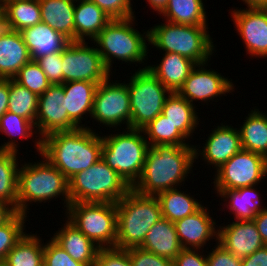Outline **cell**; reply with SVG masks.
Returning <instances> with one entry per match:
<instances>
[{"label": "cell", "instance_id": "cell-45", "mask_svg": "<svg viewBox=\"0 0 267 266\" xmlns=\"http://www.w3.org/2000/svg\"><path fill=\"white\" fill-rule=\"evenodd\" d=\"M94 266H132L126 250L117 248L100 249Z\"/></svg>", "mask_w": 267, "mask_h": 266}, {"label": "cell", "instance_id": "cell-3", "mask_svg": "<svg viewBox=\"0 0 267 266\" xmlns=\"http://www.w3.org/2000/svg\"><path fill=\"white\" fill-rule=\"evenodd\" d=\"M135 19V16L127 19H112L92 40V43L97 46L105 67L111 73L116 59L119 62L122 61V64L128 63V66L142 64L138 70L148 67L149 30L142 33L137 30L135 28L137 25H134Z\"/></svg>", "mask_w": 267, "mask_h": 266}, {"label": "cell", "instance_id": "cell-9", "mask_svg": "<svg viewBox=\"0 0 267 266\" xmlns=\"http://www.w3.org/2000/svg\"><path fill=\"white\" fill-rule=\"evenodd\" d=\"M66 218L101 249L115 248L117 236L116 203H70Z\"/></svg>", "mask_w": 267, "mask_h": 266}, {"label": "cell", "instance_id": "cell-8", "mask_svg": "<svg viewBox=\"0 0 267 266\" xmlns=\"http://www.w3.org/2000/svg\"><path fill=\"white\" fill-rule=\"evenodd\" d=\"M68 181L70 203H116L132 189L102 158Z\"/></svg>", "mask_w": 267, "mask_h": 266}, {"label": "cell", "instance_id": "cell-15", "mask_svg": "<svg viewBox=\"0 0 267 266\" xmlns=\"http://www.w3.org/2000/svg\"><path fill=\"white\" fill-rule=\"evenodd\" d=\"M79 128L69 117L63 84H52L39 95L35 129L40 139L59 131Z\"/></svg>", "mask_w": 267, "mask_h": 266}, {"label": "cell", "instance_id": "cell-20", "mask_svg": "<svg viewBox=\"0 0 267 266\" xmlns=\"http://www.w3.org/2000/svg\"><path fill=\"white\" fill-rule=\"evenodd\" d=\"M63 227L58 228L52 238L59 244L74 260L85 265L94 266L99 250L84 233L73 225L66 217Z\"/></svg>", "mask_w": 267, "mask_h": 266}, {"label": "cell", "instance_id": "cell-14", "mask_svg": "<svg viewBox=\"0 0 267 266\" xmlns=\"http://www.w3.org/2000/svg\"><path fill=\"white\" fill-rule=\"evenodd\" d=\"M208 63L197 64L177 92L192 105L199 100L201 104L204 102L203 105L205 103L208 105L210 101L218 102L215 98L219 97L221 100V96H227L226 94H230L234 92V89H237L234 88L236 85L232 82V79L221 75L215 69H208Z\"/></svg>", "mask_w": 267, "mask_h": 266}, {"label": "cell", "instance_id": "cell-26", "mask_svg": "<svg viewBox=\"0 0 267 266\" xmlns=\"http://www.w3.org/2000/svg\"><path fill=\"white\" fill-rule=\"evenodd\" d=\"M140 248L173 261L182 250L174 222L161 218L149 229Z\"/></svg>", "mask_w": 267, "mask_h": 266}, {"label": "cell", "instance_id": "cell-49", "mask_svg": "<svg viewBox=\"0 0 267 266\" xmlns=\"http://www.w3.org/2000/svg\"><path fill=\"white\" fill-rule=\"evenodd\" d=\"M253 221L257 226V230L264 244L267 245V207H264L262 211L255 216Z\"/></svg>", "mask_w": 267, "mask_h": 266}, {"label": "cell", "instance_id": "cell-5", "mask_svg": "<svg viewBox=\"0 0 267 266\" xmlns=\"http://www.w3.org/2000/svg\"><path fill=\"white\" fill-rule=\"evenodd\" d=\"M156 24L149 30V45L165 53H176L196 64L210 62L217 51L208 26H190L169 21Z\"/></svg>", "mask_w": 267, "mask_h": 266}, {"label": "cell", "instance_id": "cell-31", "mask_svg": "<svg viewBox=\"0 0 267 266\" xmlns=\"http://www.w3.org/2000/svg\"><path fill=\"white\" fill-rule=\"evenodd\" d=\"M0 132L2 134L4 133L7 138L9 137L8 141L0 145V149L20 153L18 150L20 147L18 145H20V143H18L17 138L21 140L25 139L27 141L31 138L34 140V137H36L34 140L35 142H32L35 143L34 148L38 152L37 154H41V139L37 136L35 125L28 119L7 111L0 118Z\"/></svg>", "mask_w": 267, "mask_h": 266}, {"label": "cell", "instance_id": "cell-47", "mask_svg": "<svg viewBox=\"0 0 267 266\" xmlns=\"http://www.w3.org/2000/svg\"><path fill=\"white\" fill-rule=\"evenodd\" d=\"M205 253L202 249H182L173 260V264L174 266H207Z\"/></svg>", "mask_w": 267, "mask_h": 266}, {"label": "cell", "instance_id": "cell-6", "mask_svg": "<svg viewBox=\"0 0 267 266\" xmlns=\"http://www.w3.org/2000/svg\"><path fill=\"white\" fill-rule=\"evenodd\" d=\"M117 236L115 248L140 247L149 229L162 218L156 196L141 195L131 189L116 202Z\"/></svg>", "mask_w": 267, "mask_h": 266}, {"label": "cell", "instance_id": "cell-23", "mask_svg": "<svg viewBox=\"0 0 267 266\" xmlns=\"http://www.w3.org/2000/svg\"><path fill=\"white\" fill-rule=\"evenodd\" d=\"M20 33L33 61L48 54L62 52L71 42L67 37L43 22L27 27Z\"/></svg>", "mask_w": 267, "mask_h": 266}, {"label": "cell", "instance_id": "cell-19", "mask_svg": "<svg viewBox=\"0 0 267 266\" xmlns=\"http://www.w3.org/2000/svg\"><path fill=\"white\" fill-rule=\"evenodd\" d=\"M228 222L218 225L217 242L240 259L265 246L253 220Z\"/></svg>", "mask_w": 267, "mask_h": 266}, {"label": "cell", "instance_id": "cell-2", "mask_svg": "<svg viewBox=\"0 0 267 266\" xmlns=\"http://www.w3.org/2000/svg\"><path fill=\"white\" fill-rule=\"evenodd\" d=\"M90 127L54 132L41 139V155L68 180L102 158V137Z\"/></svg>", "mask_w": 267, "mask_h": 266}, {"label": "cell", "instance_id": "cell-48", "mask_svg": "<svg viewBox=\"0 0 267 266\" xmlns=\"http://www.w3.org/2000/svg\"><path fill=\"white\" fill-rule=\"evenodd\" d=\"M242 266H267V245L243 258Z\"/></svg>", "mask_w": 267, "mask_h": 266}, {"label": "cell", "instance_id": "cell-7", "mask_svg": "<svg viewBox=\"0 0 267 266\" xmlns=\"http://www.w3.org/2000/svg\"><path fill=\"white\" fill-rule=\"evenodd\" d=\"M108 134V135H107ZM102 134V160L132 188L139 180L149 144L142 129Z\"/></svg>", "mask_w": 267, "mask_h": 266}, {"label": "cell", "instance_id": "cell-42", "mask_svg": "<svg viewBox=\"0 0 267 266\" xmlns=\"http://www.w3.org/2000/svg\"><path fill=\"white\" fill-rule=\"evenodd\" d=\"M111 19H127L135 16L133 0H90Z\"/></svg>", "mask_w": 267, "mask_h": 266}, {"label": "cell", "instance_id": "cell-40", "mask_svg": "<svg viewBox=\"0 0 267 266\" xmlns=\"http://www.w3.org/2000/svg\"><path fill=\"white\" fill-rule=\"evenodd\" d=\"M13 79L38 96L52 85L40 65L33 60L25 64Z\"/></svg>", "mask_w": 267, "mask_h": 266}, {"label": "cell", "instance_id": "cell-36", "mask_svg": "<svg viewBox=\"0 0 267 266\" xmlns=\"http://www.w3.org/2000/svg\"><path fill=\"white\" fill-rule=\"evenodd\" d=\"M5 4L9 30L20 32L42 22L39 0H13Z\"/></svg>", "mask_w": 267, "mask_h": 266}, {"label": "cell", "instance_id": "cell-43", "mask_svg": "<svg viewBox=\"0 0 267 266\" xmlns=\"http://www.w3.org/2000/svg\"><path fill=\"white\" fill-rule=\"evenodd\" d=\"M36 62L52 84H63L62 52L42 56Z\"/></svg>", "mask_w": 267, "mask_h": 266}, {"label": "cell", "instance_id": "cell-50", "mask_svg": "<svg viewBox=\"0 0 267 266\" xmlns=\"http://www.w3.org/2000/svg\"><path fill=\"white\" fill-rule=\"evenodd\" d=\"M9 79L0 78V118L8 111Z\"/></svg>", "mask_w": 267, "mask_h": 266}, {"label": "cell", "instance_id": "cell-46", "mask_svg": "<svg viewBox=\"0 0 267 266\" xmlns=\"http://www.w3.org/2000/svg\"><path fill=\"white\" fill-rule=\"evenodd\" d=\"M206 251L207 266H242V259L223 248L218 242Z\"/></svg>", "mask_w": 267, "mask_h": 266}, {"label": "cell", "instance_id": "cell-27", "mask_svg": "<svg viewBox=\"0 0 267 266\" xmlns=\"http://www.w3.org/2000/svg\"><path fill=\"white\" fill-rule=\"evenodd\" d=\"M112 19L90 0L76 1L75 41H92Z\"/></svg>", "mask_w": 267, "mask_h": 266}, {"label": "cell", "instance_id": "cell-12", "mask_svg": "<svg viewBox=\"0 0 267 266\" xmlns=\"http://www.w3.org/2000/svg\"><path fill=\"white\" fill-rule=\"evenodd\" d=\"M213 176L214 191L258 186L267 178V158L242 149L215 170Z\"/></svg>", "mask_w": 267, "mask_h": 266}, {"label": "cell", "instance_id": "cell-29", "mask_svg": "<svg viewBox=\"0 0 267 266\" xmlns=\"http://www.w3.org/2000/svg\"><path fill=\"white\" fill-rule=\"evenodd\" d=\"M41 21L52 29L75 41L74 9L72 0H39Z\"/></svg>", "mask_w": 267, "mask_h": 266}, {"label": "cell", "instance_id": "cell-11", "mask_svg": "<svg viewBox=\"0 0 267 266\" xmlns=\"http://www.w3.org/2000/svg\"><path fill=\"white\" fill-rule=\"evenodd\" d=\"M110 77L97 85L90 119L101 127L104 125L105 129L109 127V131L114 128L112 132L115 133L121 131L124 124L126 129L131 128L130 94L126 80L113 82Z\"/></svg>", "mask_w": 267, "mask_h": 266}, {"label": "cell", "instance_id": "cell-51", "mask_svg": "<svg viewBox=\"0 0 267 266\" xmlns=\"http://www.w3.org/2000/svg\"><path fill=\"white\" fill-rule=\"evenodd\" d=\"M15 213L16 211L12 207L0 201V226L7 222Z\"/></svg>", "mask_w": 267, "mask_h": 266}, {"label": "cell", "instance_id": "cell-13", "mask_svg": "<svg viewBox=\"0 0 267 266\" xmlns=\"http://www.w3.org/2000/svg\"><path fill=\"white\" fill-rule=\"evenodd\" d=\"M87 41H71L62 51L63 83L90 81L102 83L113 74L105 67L96 45Z\"/></svg>", "mask_w": 267, "mask_h": 266}, {"label": "cell", "instance_id": "cell-56", "mask_svg": "<svg viewBox=\"0 0 267 266\" xmlns=\"http://www.w3.org/2000/svg\"><path fill=\"white\" fill-rule=\"evenodd\" d=\"M4 3L6 2H10V1H13V0H2Z\"/></svg>", "mask_w": 267, "mask_h": 266}, {"label": "cell", "instance_id": "cell-18", "mask_svg": "<svg viewBox=\"0 0 267 266\" xmlns=\"http://www.w3.org/2000/svg\"><path fill=\"white\" fill-rule=\"evenodd\" d=\"M209 211L207 206L203 205L194 214L174 222L182 249L204 250L206 246L208 250L207 244H210L211 240L215 239L217 242L218 224Z\"/></svg>", "mask_w": 267, "mask_h": 266}, {"label": "cell", "instance_id": "cell-54", "mask_svg": "<svg viewBox=\"0 0 267 266\" xmlns=\"http://www.w3.org/2000/svg\"><path fill=\"white\" fill-rule=\"evenodd\" d=\"M246 8H267V0H241Z\"/></svg>", "mask_w": 267, "mask_h": 266}, {"label": "cell", "instance_id": "cell-1", "mask_svg": "<svg viewBox=\"0 0 267 266\" xmlns=\"http://www.w3.org/2000/svg\"><path fill=\"white\" fill-rule=\"evenodd\" d=\"M194 145H154L146 153L144 168L132 189L147 196L181 188L193 172Z\"/></svg>", "mask_w": 267, "mask_h": 266}, {"label": "cell", "instance_id": "cell-17", "mask_svg": "<svg viewBox=\"0 0 267 266\" xmlns=\"http://www.w3.org/2000/svg\"><path fill=\"white\" fill-rule=\"evenodd\" d=\"M220 124L210 130L203 147L194 145L195 162L200 158L204 161L203 164L209 165V168L212 166L215 170L242 150L238 128L225 122Z\"/></svg>", "mask_w": 267, "mask_h": 266}, {"label": "cell", "instance_id": "cell-55", "mask_svg": "<svg viewBox=\"0 0 267 266\" xmlns=\"http://www.w3.org/2000/svg\"><path fill=\"white\" fill-rule=\"evenodd\" d=\"M0 266H8V265H7L6 262L3 260V261H0Z\"/></svg>", "mask_w": 267, "mask_h": 266}, {"label": "cell", "instance_id": "cell-21", "mask_svg": "<svg viewBox=\"0 0 267 266\" xmlns=\"http://www.w3.org/2000/svg\"><path fill=\"white\" fill-rule=\"evenodd\" d=\"M257 185L247 186L238 189L216 190L217 197L224 201L225 206L233 214V219L237 221L253 220L257 214L266 206L263 205L262 195L257 190Z\"/></svg>", "mask_w": 267, "mask_h": 266}, {"label": "cell", "instance_id": "cell-30", "mask_svg": "<svg viewBox=\"0 0 267 266\" xmlns=\"http://www.w3.org/2000/svg\"><path fill=\"white\" fill-rule=\"evenodd\" d=\"M259 110L256 106L253 107L238 130L243 150L267 158V113Z\"/></svg>", "mask_w": 267, "mask_h": 266}, {"label": "cell", "instance_id": "cell-37", "mask_svg": "<svg viewBox=\"0 0 267 266\" xmlns=\"http://www.w3.org/2000/svg\"><path fill=\"white\" fill-rule=\"evenodd\" d=\"M149 147L154 145H193L188 139L177 130L174 125L161 113L154 120L142 128Z\"/></svg>", "mask_w": 267, "mask_h": 266}, {"label": "cell", "instance_id": "cell-34", "mask_svg": "<svg viewBox=\"0 0 267 266\" xmlns=\"http://www.w3.org/2000/svg\"><path fill=\"white\" fill-rule=\"evenodd\" d=\"M20 153L0 149V201L18 212L17 184ZM19 157V159H18Z\"/></svg>", "mask_w": 267, "mask_h": 266}, {"label": "cell", "instance_id": "cell-22", "mask_svg": "<svg viewBox=\"0 0 267 266\" xmlns=\"http://www.w3.org/2000/svg\"><path fill=\"white\" fill-rule=\"evenodd\" d=\"M31 61L20 32L7 29L0 33V78L13 79Z\"/></svg>", "mask_w": 267, "mask_h": 266}, {"label": "cell", "instance_id": "cell-10", "mask_svg": "<svg viewBox=\"0 0 267 266\" xmlns=\"http://www.w3.org/2000/svg\"><path fill=\"white\" fill-rule=\"evenodd\" d=\"M130 94L131 129H142L162 113L171 92L147 69H140L127 81Z\"/></svg>", "mask_w": 267, "mask_h": 266}, {"label": "cell", "instance_id": "cell-16", "mask_svg": "<svg viewBox=\"0 0 267 266\" xmlns=\"http://www.w3.org/2000/svg\"><path fill=\"white\" fill-rule=\"evenodd\" d=\"M232 8L231 20L245 44L246 53L253 58H267V8Z\"/></svg>", "mask_w": 267, "mask_h": 266}, {"label": "cell", "instance_id": "cell-38", "mask_svg": "<svg viewBox=\"0 0 267 266\" xmlns=\"http://www.w3.org/2000/svg\"><path fill=\"white\" fill-rule=\"evenodd\" d=\"M39 96L14 79H9L8 111L28 119L35 125Z\"/></svg>", "mask_w": 267, "mask_h": 266}, {"label": "cell", "instance_id": "cell-44", "mask_svg": "<svg viewBox=\"0 0 267 266\" xmlns=\"http://www.w3.org/2000/svg\"><path fill=\"white\" fill-rule=\"evenodd\" d=\"M126 251L132 266H174L172 260L160 257L140 247L130 248Z\"/></svg>", "mask_w": 267, "mask_h": 266}, {"label": "cell", "instance_id": "cell-39", "mask_svg": "<svg viewBox=\"0 0 267 266\" xmlns=\"http://www.w3.org/2000/svg\"><path fill=\"white\" fill-rule=\"evenodd\" d=\"M29 216L16 212L7 222L0 226V261L5 260L8 252L23 237ZM27 219V220H26ZM25 230V231H24Z\"/></svg>", "mask_w": 267, "mask_h": 266}, {"label": "cell", "instance_id": "cell-52", "mask_svg": "<svg viewBox=\"0 0 267 266\" xmlns=\"http://www.w3.org/2000/svg\"><path fill=\"white\" fill-rule=\"evenodd\" d=\"M7 27V16H6V4L0 0V33L6 31Z\"/></svg>", "mask_w": 267, "mask_h": 266}, {"label": "cell", "instance_id": "cell-41", "mask_svg": "<svg viewBox=\"0 0 267 266\" xmlns=\"http://www.w3.org/2000/svg\"><path fill=\"white\" fill-rule=\"evenodd\" d=\"M43 266H89L74 260L52 238L44 243Z\"/></svg>", "mask_w": 267, "mask_h": 266}, {"label": "cell", "instance_id": "cell-33", "mask_svg": "<svg viewBox=\"0 0 267 266\" xmlns=\"http://www.w3.org/2000/svg\"><path fill=\"white\" fill-rule=\"evenodd\" d=\"M191 193H185L178 188L159 193L158 198L161 206L162 218L171 222L183 219L198 211L203 205L202 201L195 199Z\"/></svg>", "mask_w": 267, "mask_h": 266}, {"label": "cell", "instance_id": "cell-4", "mask_svg": "<svg viewBox=\"0 0 267 266\" xmlns=\"http://www.w3.org/2000/svg\"><path fill=\"white\" fill-rule=\"evenodd\" d=\"M40 156L41 159L34 163L20 160L17 184L18 213L27 215L33 202L37 205L49 203L60 196L66 212L70 204L69 181L46 158L41 154Z\"/></svg>", "mask_w": 267, "mask_h": 266}, {"label": "cell", "instance_id": "cell-53", "mask_svg": "<svg viewBox=\"0 0 267 266\" xmlns=\"http://www.w3.org/2000/svg\"><path fill=\"white\" fill-rule=\"evenodd\" d=\"M145 2H148L149 7L159 15L167 5L168 0H146Z\"/></svg>", "mask_w": 267, "mask_h": 266}, {"label": "cell", "instance_id": "cell-24", "mask_svg": "<svg viewBox=\"0 0 267 266\" xmlns=\"http://www.w3.org/2000/svg\"><path fill=\"white\" fill-rule=\"evenodd\" d=\"M97 85V83L90 81H72L63 83L68 117L79 128L89 127L87 125L85 126V123H81H83V119H88V116L91 118L93 111L94 94Z\"/></svg>", "mask_w": 267, "mask_h": 266}, {"label": "cell", "instance_id": "cell-35", "mask_svg": "<svg viewBox=\"0 0 267 266\" xmlns=\"http://www.w3.org/2000/svg\"><path fill=\"white\" fill-rule=\"evenodd\" d=\"M36 233L27 232L8 252L5 262L8 266H43L44 240ZM43 242V243H42Z\"/></svg>", "mask_w": 267, "mask_h": 266}, {"label": "cell", "instance_id": "cell-25", "mask_svg": "<svg viewBox=\"0 0 267 266\" xmlns=\"http://www.w3.org/2000/svg\"><path fill=\"white\" fill-rule=\"evenodd\" d=\"M156 65L148 64L147 69L170 91L178 92L191 70L197 65L194 61L176 53H163Z\"/></svg>", "mask_w": 267, "mask_h": 266}, {"label": "cell", "instance_id": "cell-32", "mask_svg": "<svg viewBox=\"0 0 267 266\" xmlns=\"http://www.w3.org/2000/svg\"><path fill=\"white\" fill-rule=\"evenodd\" d=\"M203 0H168L159 14L164 20L190 26H208V16ZM162 16V17H161Z\"/></svg>", "mask_w": 267, "mask_h": 266}, {"label": "cell", "instance_id": "cell-28", "mask_svg": "<svg viewBox=\"0 0 267 266\" xmlns=\"http://www.w3.org/2000/svg\"><path fill=\"white\" fill-rule=\"evenodd\" d=\"M196 108V105H192L177 92H171L165 100L162 114L190 140V138L193 139V133L198 129L201 121Z\"/></svg>", "mask_w": 267, "mask_h": 266}]
</instances>
